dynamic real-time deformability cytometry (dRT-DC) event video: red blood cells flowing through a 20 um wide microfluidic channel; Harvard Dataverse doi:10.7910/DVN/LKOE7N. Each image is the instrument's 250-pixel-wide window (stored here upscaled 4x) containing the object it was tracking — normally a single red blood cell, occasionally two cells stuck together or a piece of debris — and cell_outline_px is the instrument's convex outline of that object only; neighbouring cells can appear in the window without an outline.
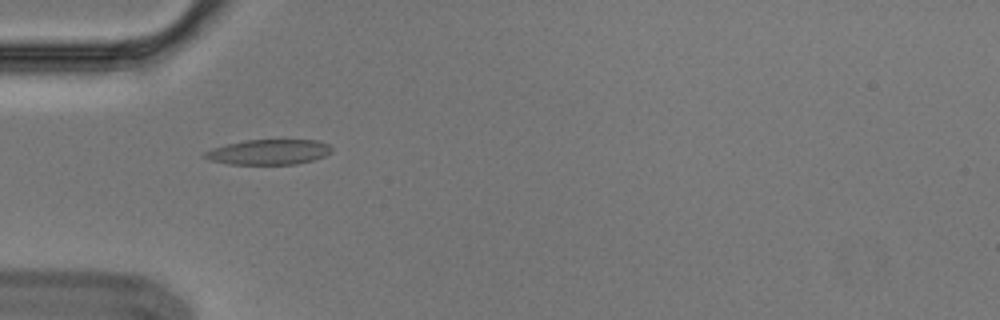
{"species": "Egyptian fruit bat (a non-hibernating species)", "species_latin": "Rousettus aegyptiacus", "temperature_condition": "cold", "stored_images_in_passage": 5, "camera_frame_rate_fps": 3000, "um_per_image_px": 0.085, "animal": {"sex": "male"}, "frame": {"image": 1, "passage_image": 5, "time_ms": 1.333, "image_size_px": [1000, 320], "cell_outline_px": [[332, 152], [324, 156], [312, 160], [296, 164], [228, 164], [208, 160], [204, 156], [204, 152], [212, 148], [244, 140], [316, 140], [328, 144], [332, 148]], "centroid_in_image_um": [22.84, 12.92], "position_along_channel_um": 62.2, "area_um2": 18.55}}